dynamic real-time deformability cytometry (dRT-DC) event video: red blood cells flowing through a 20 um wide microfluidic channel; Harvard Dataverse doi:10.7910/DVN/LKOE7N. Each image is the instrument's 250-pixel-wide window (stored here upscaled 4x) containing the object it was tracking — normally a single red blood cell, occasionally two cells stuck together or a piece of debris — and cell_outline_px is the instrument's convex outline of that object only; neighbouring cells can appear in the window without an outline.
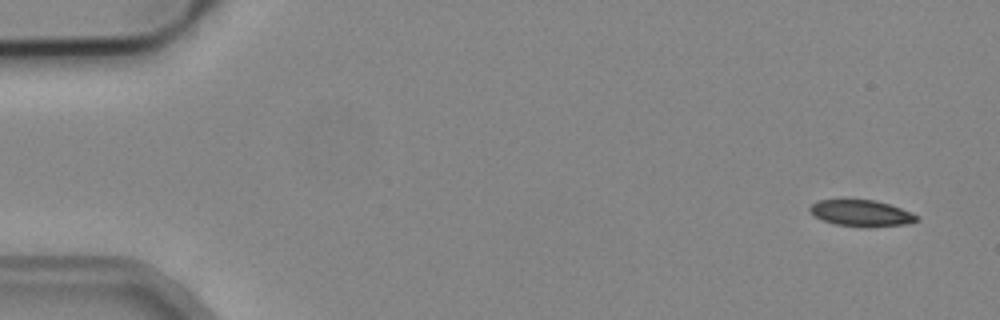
{"species": "common noctule bat (a hibernating species)", "species_latin": "Nyctalus noctula", "temperature_condition": "cold", "stored_images_in_passage": 3, "camera_frame_rate_fps": 3000, "um_per_image_px": 0.085, "animal": {"sex": "male", "body_mass_g": 19.2, "forearm_length_mm": 51.8}, "frame": {"image": 1, "passage_image": 1, "time_ms": 0.0, "image_size_px": [1000, 320], "cell_outline_px": [[920, 220], [904, 224], [868, 228], [836, 224], [824, 220], [808, 212], [808, 208], [812, 204], [820, 200], [876, 200], [912, 212], [920, 216]], "centroid_in_image_um": [73.24, 18.13], "position_along_channel_um": 11.8, "area_um2": 16.42}}